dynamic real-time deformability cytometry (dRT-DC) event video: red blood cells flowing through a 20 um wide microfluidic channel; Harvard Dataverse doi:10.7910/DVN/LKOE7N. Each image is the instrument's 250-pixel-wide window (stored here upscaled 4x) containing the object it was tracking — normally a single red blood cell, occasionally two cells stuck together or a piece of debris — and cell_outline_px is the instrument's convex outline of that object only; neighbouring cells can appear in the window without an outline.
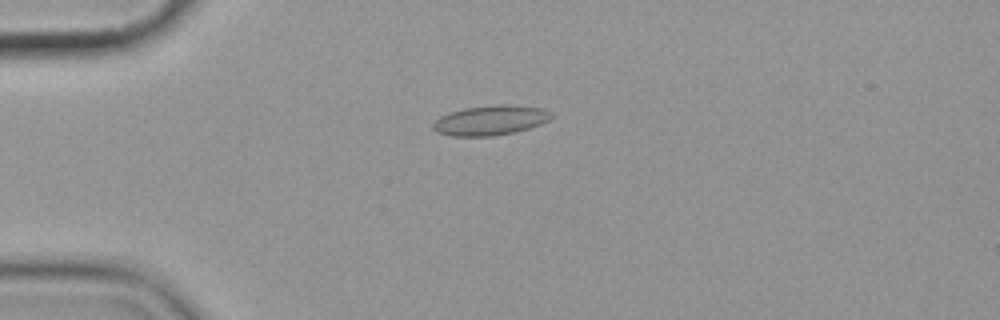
{"species": "common noctule bat (a hibernating species)", "species_latin": "Nyctalus noctula", "temperature_condition": "cold", "stored_images_in_passage": 5, "camera_frame_rate_fps": 3000, "um_per_image_px": 0.085, "animal": {"sex": "female", "body_mass_g": 19.9}, "frame": {"image": 1, "passage_image": 5, "time_ms": 4.667, "image_size_px": [1000, 320], "cell_outline_px": [[552, 116], [548, 120], [540, 124], [528, 128], [512, 132], [492, 136], [452, 136], [436, 132], [432, 128], [432, 124], [440, 116], [448, 112], [464, 108], [492, 104], [512, 104], [544, 108], [552, 112]], "centroid_in_image_um": [41.67, 10.2], "position_along_channel_um": 43.3, "area_um2": 20.75}}